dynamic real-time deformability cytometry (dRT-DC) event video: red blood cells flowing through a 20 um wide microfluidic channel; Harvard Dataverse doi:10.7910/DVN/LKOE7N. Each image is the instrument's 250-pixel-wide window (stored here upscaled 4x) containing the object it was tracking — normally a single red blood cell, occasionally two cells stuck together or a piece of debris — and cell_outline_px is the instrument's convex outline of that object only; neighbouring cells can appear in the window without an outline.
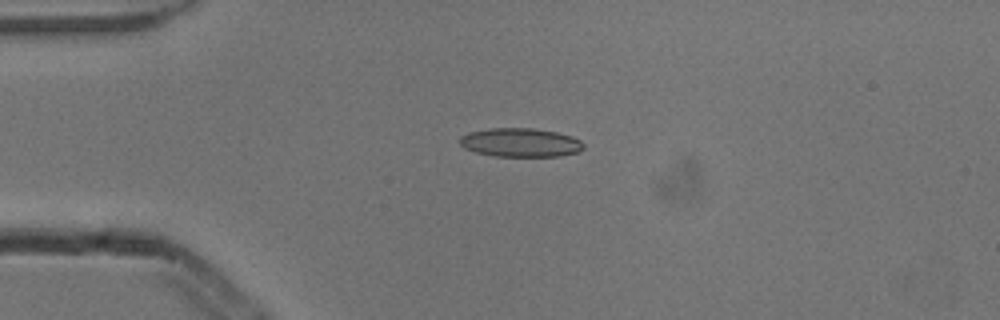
{"species": "common noctule bat (a hibernating species)", "species_latin": "Nyctalus noctula", "temperature_condition": "cold", "stored_images_in_passage": 7, "camera_frame_rate_fps": 3000, "um_per_image_px": 0.085, "animal": {"sex": "male", "body_mass_g": 13.3}, "frame": {"image": 1, "passage_image": 4, "time_ms": 1.0, "image_size_px": [1000, 320], "cell_outline_px": [[584, 148], [576, 152], [560, 156], [496, 156], [476, 152], [464, 148], [460, 144], [460, 136], [468, 132], [492, 128], [532, 128], [556, 132], [572, 136], [580, 140], [584, 144]], "centroid_in_image_um": [44.23, 12.11], "position_along_channel_um": 40.8, "area_um2": 20.69}}
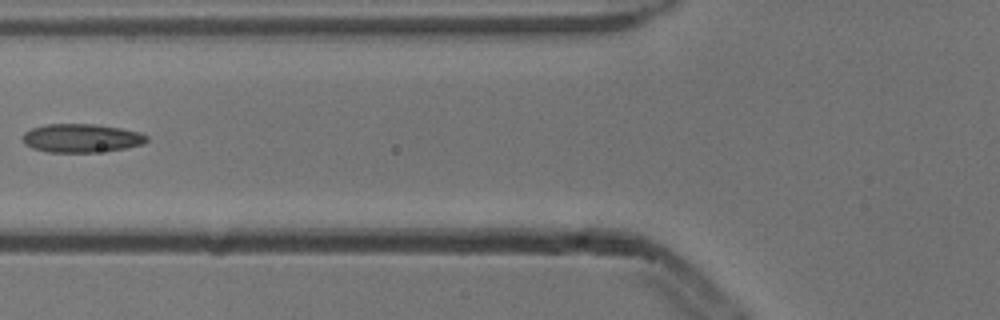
{"frame": {"image": 2, "passage_image": 6, "time_ms": 1.667, "image_size_px": [1000, 320], "cell_outline_px": [[148, 140], [144, 144], [124, 148], [96, 152], [48, 152], [32, 148], [24, 144], [24, 132], [32, 128], [48, 124], [92, 124], [120, 128], [140, 132], [148, 136]], "centroid_in_image_um": [6.93, 11.74], "position_along_channel_um": 118.9, "area_um2": 20.52}}
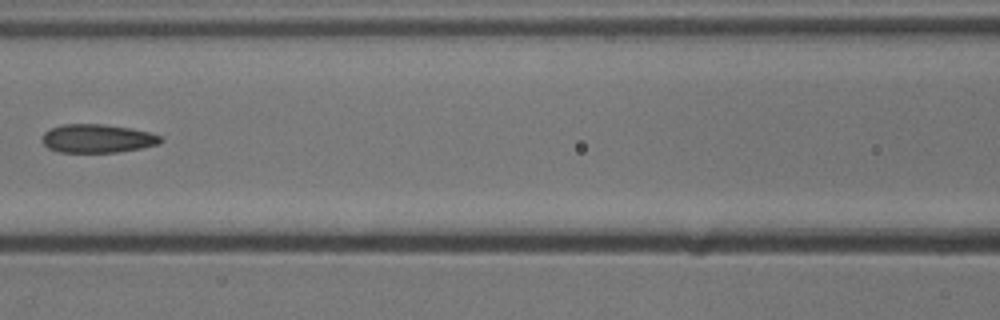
{"frame": {"image": 3, "passage_image": 7, "time_ms": 2.0, "image_size_px": [1000, 320], "cell_outline_px": [[164, 140], [160, 144], [140, 148], [116, 152], [60, 152], [48, 148], [40, 140], [44, 132], [52, 128], [64, 124], [104, 124], [132, 128], [148, 132], [160, 136]], "centroid_in_image_um": [8.27, 11.77], "position_along_channel_um": 158.3, "area_um2": 19.71}}